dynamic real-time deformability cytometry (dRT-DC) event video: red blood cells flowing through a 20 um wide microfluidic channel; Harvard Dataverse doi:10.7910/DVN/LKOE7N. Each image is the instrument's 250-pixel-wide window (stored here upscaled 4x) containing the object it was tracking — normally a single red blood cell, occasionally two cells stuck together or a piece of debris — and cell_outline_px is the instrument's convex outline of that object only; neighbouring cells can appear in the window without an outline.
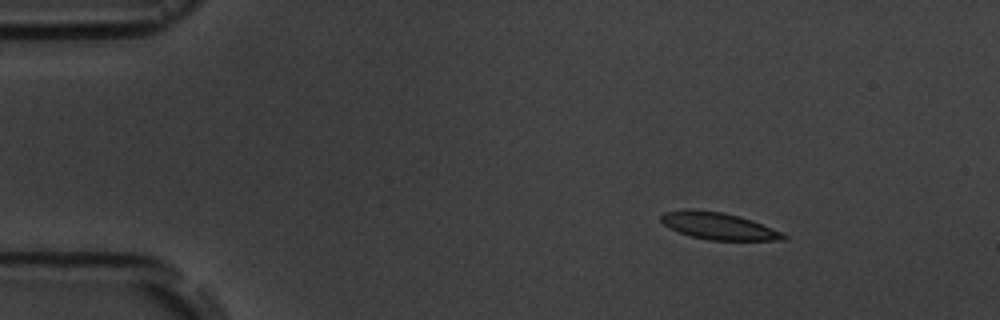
{"species": "common noctule bat (a hibernating species)", "species_latin": "Nyctalus noctula", "temperature_condition": "room temperature", "stored_images_in_passage": 4, "camera_frame_rate_fps": 3000, "um_per_image_px": 0.085, "animal": {"sex": "male", "body_mass_g": 19.5, "forearm_length_mm": 54.6}, "frame": {"image": 1, "passage_image": 2, "time_ms": 1.333, "image_size_px": [1000, 320], "cell_outline_px": [[788, 240], [708, 240], [692, 236], [668, 228], [660, 220], [660, 216], [664, 212], [684, 208], [692, 208], [724, 212], [740, 216], [752, 220], [780, 232], [788, 236]], "centroid_in_image_um": [61.03, 19.19], "position_along_channel_um": 24.0, "area_um2": 19.42}}